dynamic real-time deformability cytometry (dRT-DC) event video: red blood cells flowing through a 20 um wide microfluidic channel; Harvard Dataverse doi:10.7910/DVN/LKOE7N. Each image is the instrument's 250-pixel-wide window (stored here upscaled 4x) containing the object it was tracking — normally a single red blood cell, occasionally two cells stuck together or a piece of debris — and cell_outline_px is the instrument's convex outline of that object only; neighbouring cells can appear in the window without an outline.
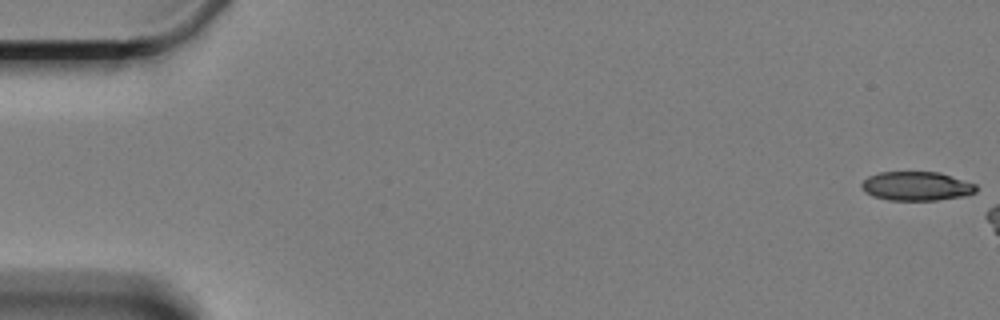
{"species": "Egyptian fruit bat (a non-hibernating species)", "species_latin": "Rousettus aegyptiacus", "temperature_condition": "cold", "stored_images_in_passage": 8, "camera_frame_rate_fps": 3000, "um_per_image_px": 0.085, "animal": {"sex": "female"}, "frame": {"image": 1, "passage_image": 1, "time_ms": 0.0, "image_size_px": [1000, 320], "cell_outline_px": [[976, 192], [964, 196], [936, 200], [888, 200], [872, 196], [864, 192], [860, 184], [868, 176], [880, 172], [940, 172], [976, 184]], "centroid_in_image_um": [77.88, 15.82], "position_along_channel_um": 7.1, "area_um2": 19.42}}